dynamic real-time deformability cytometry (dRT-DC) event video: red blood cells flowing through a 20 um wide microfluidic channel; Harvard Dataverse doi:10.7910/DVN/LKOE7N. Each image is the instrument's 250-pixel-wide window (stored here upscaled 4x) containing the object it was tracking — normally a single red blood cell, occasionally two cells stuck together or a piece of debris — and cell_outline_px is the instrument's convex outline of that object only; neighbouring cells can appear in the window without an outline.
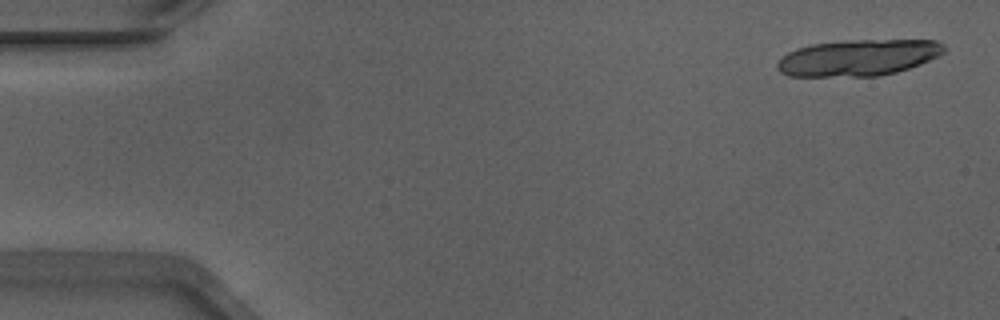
{"species": "Egyptian fruit bat (a non-hibernating species)", "species_latin": "Rousettus aegyptiacus", "temperature_condition": "warm", "stored_images_in_passage": 14, "camera_frame_rate_fps": 3000, "um_per_image_px": 0.085, "animal": {"sex": "male"}, "frame": {"image": 1, "passage_image": 1, "time_ms": 0.0, "image_size_px": [1000, 320], "cell_outline_px": [[940, 52], [936, 56], [908, 68], [876, 76], [792, 76], [784, 72], [780, 68], [780, 60], [784, 56], [800, 48], [816, 44], [864, 40], [932, 40], [940, 44]], "centroid_in_image_um": [72.95, 4.91], "position_along_channel_um": 12.1, "area_um2": 33.52}}